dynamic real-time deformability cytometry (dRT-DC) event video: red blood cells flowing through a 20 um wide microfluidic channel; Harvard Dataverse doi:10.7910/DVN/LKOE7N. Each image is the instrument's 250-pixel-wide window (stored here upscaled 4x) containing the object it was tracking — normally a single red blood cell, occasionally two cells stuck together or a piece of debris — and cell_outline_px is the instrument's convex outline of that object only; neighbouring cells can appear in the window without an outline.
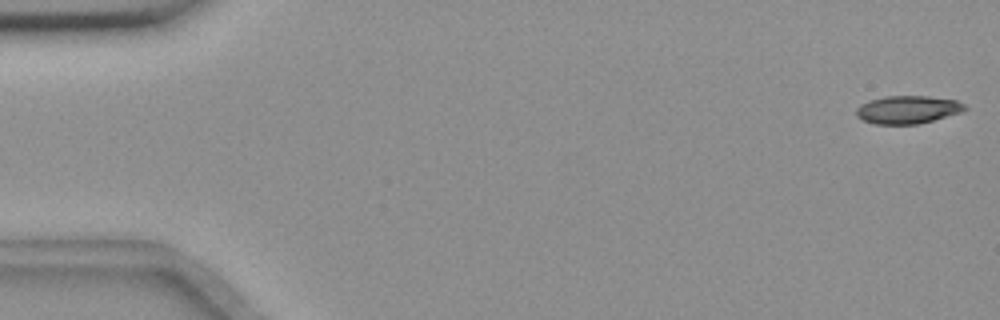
{"species": "common noctule bat (a hibernating species)", "species_latin": "Nyctalus noctula", "temperature_condition": "room temperature", "stored_images_in_passage": 56, "camera_frame_rate_fps": 3000, "um_per_image_px": 0.085, "animal": {"sex": "female", "body_mass_g": 18.4}, "frame": {"image": 1, "passage_image": 1, "time_ms": 0.0, "image_size_px": [1000, 320], "cell_outline_px": [[968, 108], [960, 112], [932, 120], [916, 124], [876, 124], [864, 120], [856, 116], [856, 108], [860, 104], [868, 100], [884, 96], [928, 96], [956, 100], [964, 104]], "centroid_in_image_um": [77.12, 9.3], "position_along_channel_um": 7.9, "area_um2": 17.57}}
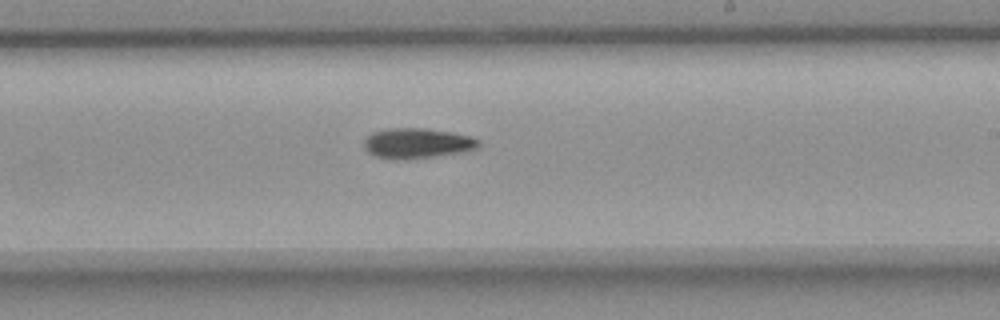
{"frame": {"image": 2, "passage_image": 33, "time_ms": 10.667, "image_size_px": [1000, 320], "cell_outline_px": [[480, 144], [476, 148], [460, 152], [436, 156], [404, 160], [392, 160], [376, 156], [368, 152], [364, 148], [364, 140], [372, 132], [388, 128], [424, 128], [452, 132], [472, 136], [480, 140]], "centroid_in_image_um": [35.44, 12.18], "position_along_channel_um": 253.6, "area_um2": 20.35}}
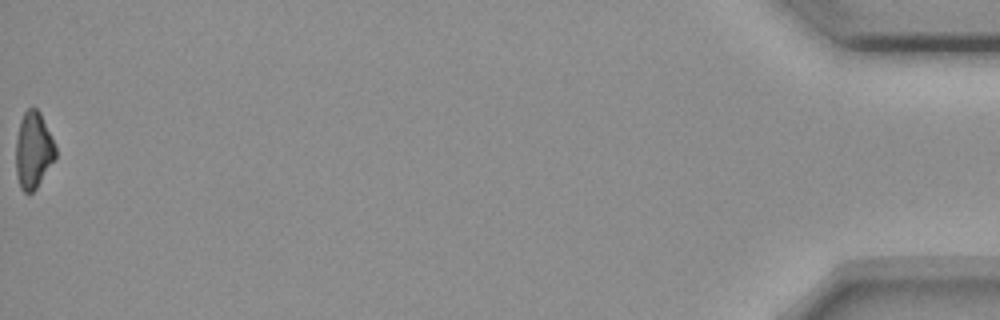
{"frame": {"image": 3, "passage_image": 56, "time_ms": 18.333, "image_size_px": [1000, 320], "cell_outline_px": [[56, 156], [36, 188], [32, 192], [24, 192], [20, 188], [16, 176], [16, 140], [20, 120], [24, 112], [28, 108], [36, 108], [40, 112], [56, 148]], "centroid_in_image_um": [2.81, 12.77], "position_along_channel_um": 432.4, "area_um2": 17.46}}